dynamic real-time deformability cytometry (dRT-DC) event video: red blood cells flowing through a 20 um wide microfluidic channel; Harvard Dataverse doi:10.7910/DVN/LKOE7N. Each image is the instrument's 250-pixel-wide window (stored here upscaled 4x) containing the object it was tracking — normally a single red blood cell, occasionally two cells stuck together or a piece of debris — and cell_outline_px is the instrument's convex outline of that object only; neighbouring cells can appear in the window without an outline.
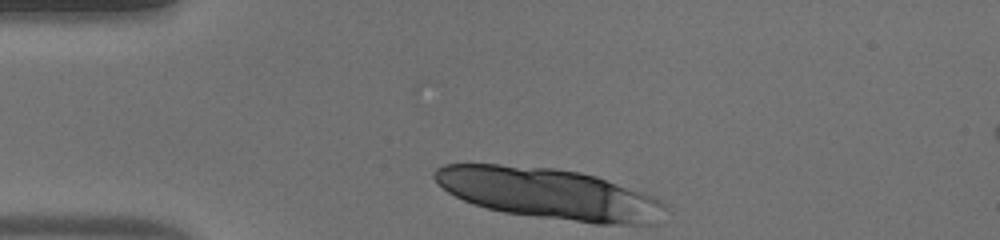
{"species": "human", "species_latin": "Homo sapiens", "temperature_condition": "warm", "stored_images_in_passage": 5, "camera_frame_rate_fps": 3000, "um_per_image_px": 0.085, "donor": {"sex": "male"}, "frame": {"image": 1, "passage_image": 1, "time_ms": 0.0, "image_size_px": [1000, 240], "cell_outline_px": [[664, 204], [656, 224], [596, 224], [504, 212], [472, 204], [448, 192], [432, 176], [432, 172], [436, 168], [444, 164], [496, 164], [552, 168], [580, 172], [596, 176], [644, 192], [660, 200]], "centroid_in_image_um": [46.65, 16.46], "position_along_channel_um": 38.3, "area_um2": 67.97}}